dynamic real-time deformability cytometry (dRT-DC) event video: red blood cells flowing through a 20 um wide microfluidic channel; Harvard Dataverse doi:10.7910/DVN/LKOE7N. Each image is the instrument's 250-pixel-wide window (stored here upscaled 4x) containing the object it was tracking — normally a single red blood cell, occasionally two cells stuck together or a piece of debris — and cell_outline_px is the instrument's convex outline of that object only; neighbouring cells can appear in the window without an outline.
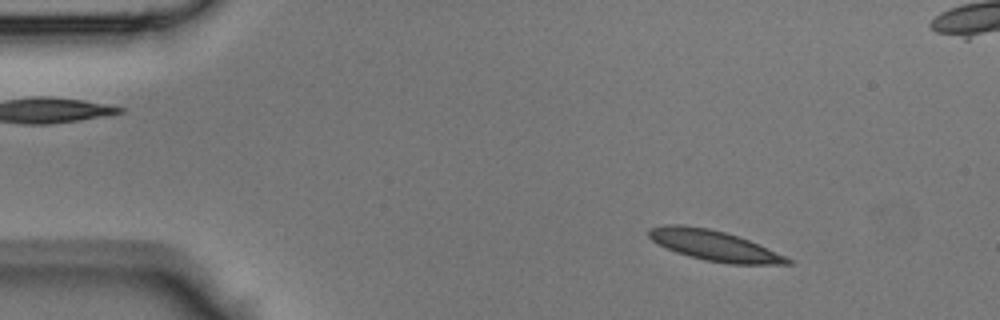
{"species": "Egyptian fruit bat (a non-hibernating species)", "species_latin": "Rousettus aegyptiacus", "temperature_condition": "room temperature", "stored_images_in_passage": 43, "camera_frame_rate_fps": 3000, "um_per_image_px": 0.085, "animal": {"sex": "male"}, "frame": {"image": 1, "passage_image": 5, "time_ms": 1.333, "image_size_px": [1000, 320], "cell_outline_px": [[792, 264], [728, 264], [704, 260], [688, 256], [676, 252], [652, 240], [648, 236], [648, 228], [664, 224], [684, 224], [708, 228], [724, 232], [748, 240], [784, 256], [792, 260]], "centroid_in_image_um": [60.64, 20.86], "position_along_channel_um": 24.4, "area_um2": 24.28}}
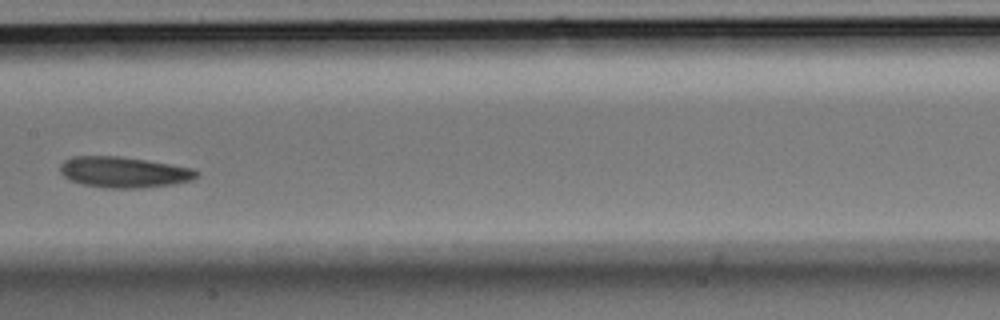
{"frame": {"image": 2, "passage_image": 21, "time_ms": 6.667, "image_size_px": [1000, 320], "cell_outline_px": [[200, 172], [192, 180], [172, 184], [144, 188], [108, 188], [84, 184], [72, 180], [64, 176], [60, 172], [60, 164], [64, 160], [72, 156], [120, 156], [192, 168]], "centroid_in_image_um": [10.51, 14.63], "position_along_channel_um": 196.9, "area_um2": 24.33}}
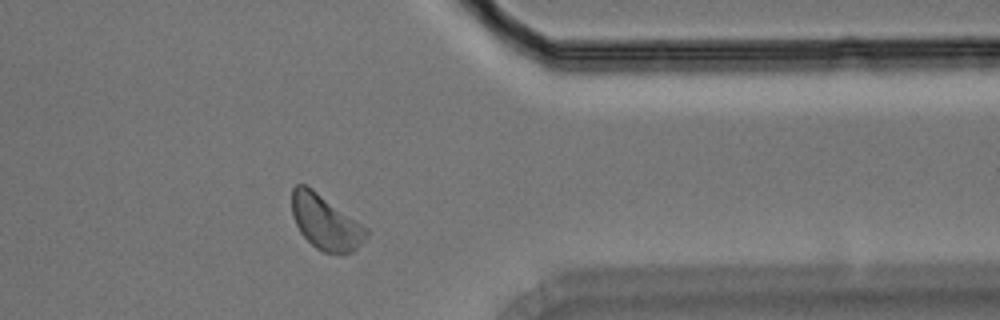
{"frame": {"image": 3, "passage_image": 34, "time_ms": 11.0, "image_size_px": [1000, 320], "cell_outline_px": [[368, 236], [352, 252], [344, 256], [340, 256], [324, 252], [316, 248], [300, 232], [292, 216], [292, 188], [296, 184], [308, 184], [368, 228]], "centroid_in_image_um": [27.68, 18.89], "position_along_channel_um": 383.7, "area_um2": 24.16}}